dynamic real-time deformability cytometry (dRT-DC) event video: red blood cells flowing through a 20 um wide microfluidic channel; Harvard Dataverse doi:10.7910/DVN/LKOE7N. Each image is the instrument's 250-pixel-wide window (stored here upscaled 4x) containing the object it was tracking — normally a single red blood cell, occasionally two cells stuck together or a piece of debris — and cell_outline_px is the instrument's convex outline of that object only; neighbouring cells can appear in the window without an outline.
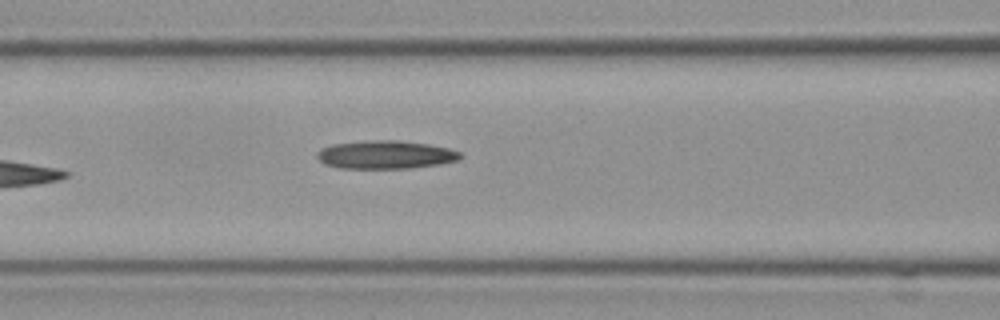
{"species": "Egyptian fruit bat (a non-hibernating species)", "species_latin": "Rousettus aegyptiacus", "temperature_condition": "cold", "stored_images_in_passage": 7, "segment_of_instrument_passage": [1, 2], "camera_frame_rate_fps": 3000, "um_per_image_px": 0.085, "frame": {"image": 1, "passage_image": 6, "time_ms": 1.667, "image_size_px": [1000, 320], "cell_outline_px": [[464, 156], [456, 160], [440, 164], [408, 168], [340, 168], [324, 164], [316, 156], [316, 152], [320, 148], [332, 144], [368, 140], [400, 140], [428, 144], [448, 148], [460, 152]], "centroid_in_image_um": [32.74, 13.14], "position_along_channel_um": 133.9, "area_um2": 23.64}}